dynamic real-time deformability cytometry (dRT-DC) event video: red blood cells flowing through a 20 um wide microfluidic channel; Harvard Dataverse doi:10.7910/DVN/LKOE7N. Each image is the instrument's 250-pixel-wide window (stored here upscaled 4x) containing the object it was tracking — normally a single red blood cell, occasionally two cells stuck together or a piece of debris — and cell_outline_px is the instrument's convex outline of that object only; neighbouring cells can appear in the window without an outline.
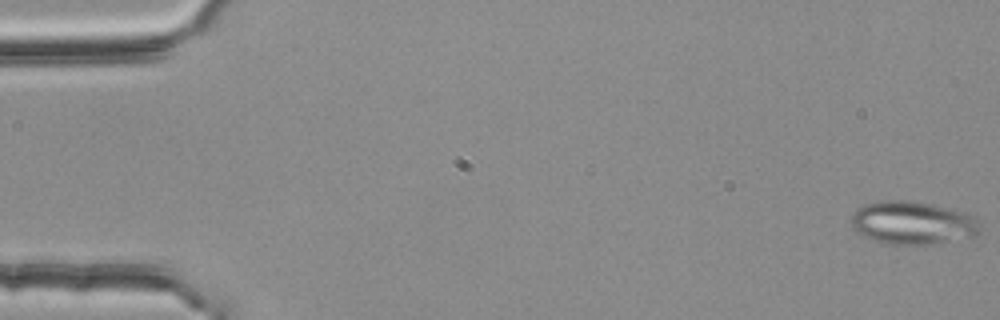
{"species": "common noctule bat (a hibernating species)", "species_latin": "Nyctalus noctula", "temperature_condition": "room temperature", "stored_images_in_passage": 54, "segment_of_instrument_passage": [1, 2], "camera_frame_rate_fps": 3000, "um_per_image_px": 0.085, "animal": {"sex": "female", "body_mass_g": 25.1}, "frame": {"image": 1, "passage_image": 1, "time_ms": 0.0, "image_size_px": [1000, 320], "cell_outline_px": [[976, 236], [932, 244], [888, 244], [872, 240], [856, 232], [852, 228], [852, 216], [856, 208], [880, 200], [912, 200], [932, 204], [964, 212], [972, 216], [976, 224]], "centroid_in_image_um": [77.49, 18.94], "position_along_channel_um": 7.5, "area_um2": 32.02}}